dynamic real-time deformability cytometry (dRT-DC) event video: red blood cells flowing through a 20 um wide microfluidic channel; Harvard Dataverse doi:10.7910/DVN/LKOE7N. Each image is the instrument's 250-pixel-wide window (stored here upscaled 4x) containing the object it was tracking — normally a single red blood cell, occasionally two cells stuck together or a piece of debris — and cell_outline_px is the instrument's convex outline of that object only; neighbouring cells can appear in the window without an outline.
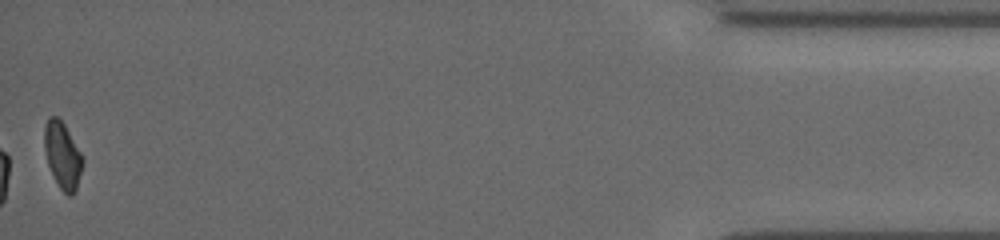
{"species": "common noctule bat (a hibernating species)", "species_latin": "Nyctalus noctula", "temperature_condition": "cold", "stored_images_in_passage": 39, "segment_of_instrument_passage": [2, 2], "camera_frame_rate_fps": 3000, "um_per_image_px": 0.085, "animal": {"sex": "female", "body_mass_g": 19.5, "forearm_length_mm": 54.1}, "frame": {"image": 1, "passage_image": 39, "time_ms": 12.667, "image_size_px": [1000, 240], "cell_outline_px": [[84, 164], [76, 188], [72, 196], [68, 196], [60, 188], [48, 164], [44, 148], [44, 124], [48, 116], [56, 116], [64, 124], [80, 152], [84, 160]], "centroid_in_image_um": [5.31, 13.18], "position_along_channel_um": 429.9, "area_um2": 14.68}}